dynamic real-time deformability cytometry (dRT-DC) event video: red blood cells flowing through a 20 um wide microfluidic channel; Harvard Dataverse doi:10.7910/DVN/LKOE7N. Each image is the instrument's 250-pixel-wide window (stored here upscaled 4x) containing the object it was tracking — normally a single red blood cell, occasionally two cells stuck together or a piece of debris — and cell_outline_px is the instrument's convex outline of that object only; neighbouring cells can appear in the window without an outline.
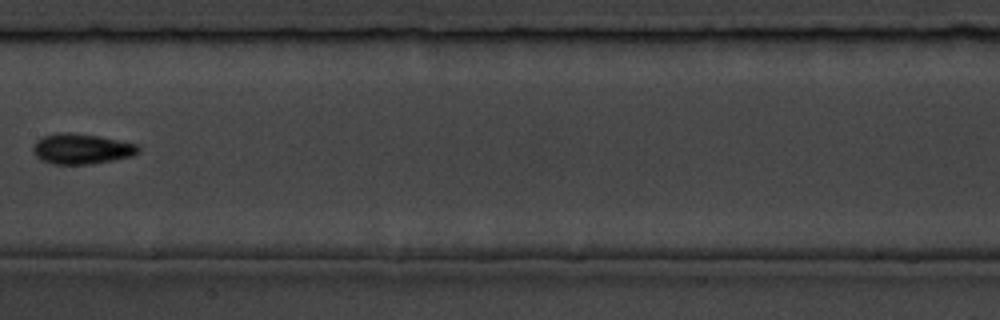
{"species": "common noctule bat (a hibernating species)", "species_latin": "Nyctalus noctula", "temperature_condition": "room temperature", "stored_images_in_passage": 8, "camera_frame_rate_fps": 3000, "um_per_image_px": 0.085, "animal": {"sex": "male", "body_mass_g": 19.5, "forearm_length_mm": 54.6}, "frame": {"image": 1, "passage_image": 8, "time_ms": 9.0, "image_size_px": [1000, 320], "cell_outline_px": [[140, 152], [132, 156], [92, 164], [52, 164], [40, 160], [32, 152], [32, 148], [36, 140], [44, 136], [56, 132], [72, 132], [100, 136], [136, 144], [140, 148]], "centroid_in_image_um": [6.9, 12.65], "position_along_channel_um": 200.5, "area_um2": 18.84}}